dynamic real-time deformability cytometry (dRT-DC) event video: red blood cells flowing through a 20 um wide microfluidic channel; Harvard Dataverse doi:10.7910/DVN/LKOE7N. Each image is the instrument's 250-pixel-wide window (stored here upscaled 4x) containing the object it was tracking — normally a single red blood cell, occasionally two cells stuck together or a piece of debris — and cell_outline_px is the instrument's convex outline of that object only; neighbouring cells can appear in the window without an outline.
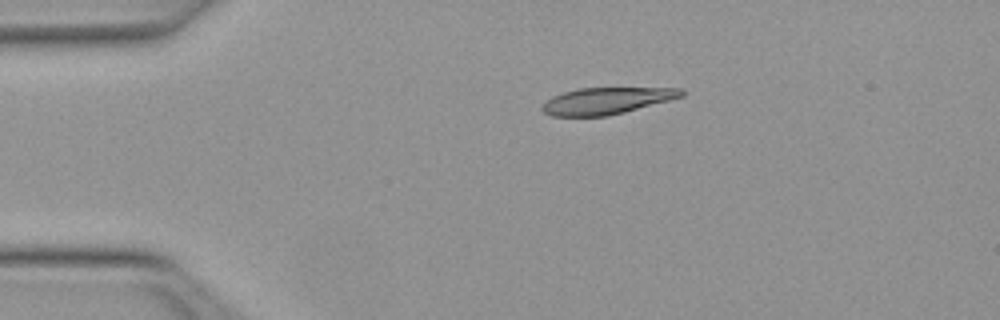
{"species": "Egyptian fruit bat (a non-hibernating species)", "species_latin": "Rousettus aegyptiacus", "temperature_condition": "warm", "stored_images_in_passage": 6, "camera_frame_rate_fps": 3000, "um_per_image_px": 0.085, "animal": {"sex": "female"}, "frame": {"image": 1, "passage_image": 1, "time_ms": 0.0, "image_size_px": [1000, 320], "cell_outline_px": [[684, 96], [624, 112], [608, 116], [552, 116], [544, 112], [540, 108], [552, 96], [576, 88], [684, 88]], "centroid_in_image_um": [51.55, 8.56], "position_along_channel_um": 33.4, "area_um2": 21.5}}